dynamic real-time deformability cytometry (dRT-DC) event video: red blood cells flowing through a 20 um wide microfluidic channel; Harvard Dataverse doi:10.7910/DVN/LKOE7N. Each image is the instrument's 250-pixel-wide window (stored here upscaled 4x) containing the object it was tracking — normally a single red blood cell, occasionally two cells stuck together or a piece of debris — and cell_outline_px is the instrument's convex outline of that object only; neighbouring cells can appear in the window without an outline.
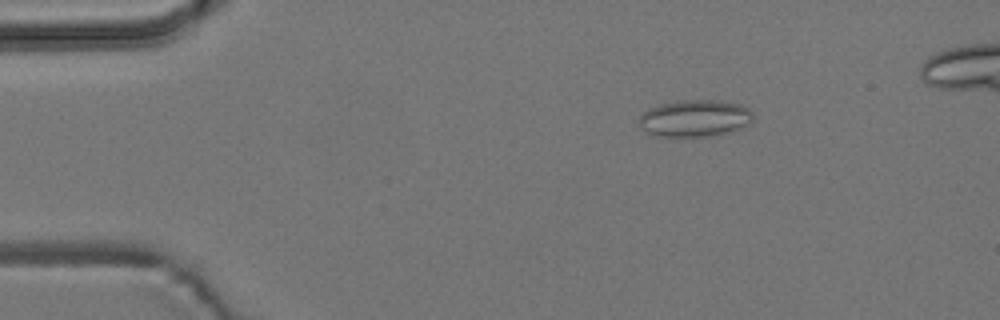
{"species": "common noctule bat (a hibernating species)", "species_latin": "Nyctalus noctula", "temperature_condition": "room temperature", "stored_images_in_passage": 48, "camera_frame_rate_fps": 3000, "um_per_image_px": 0.085, "animal": {"sex": "male", "body_mass_g": 19.2, "forearm_length_mm": 51.8}, "frame": {"image": 1, "passage_image": 5, "time_ms": 1.333, "image_size_px": [1000, 320], "cell_outline_px": [[752, 120], [748, 124], [732, 132], [708, 136], [660, 136], [648, 132], [640, 128], [640, 116], [644, 112], [660, 104], [676, 100], [720, 100], [740, 104], [748, 108], [752, 112]], "centroid_in_image_um": [59.09, 10.04], "position_along_channel_um": 25.9, "area_um2": 24.45}}
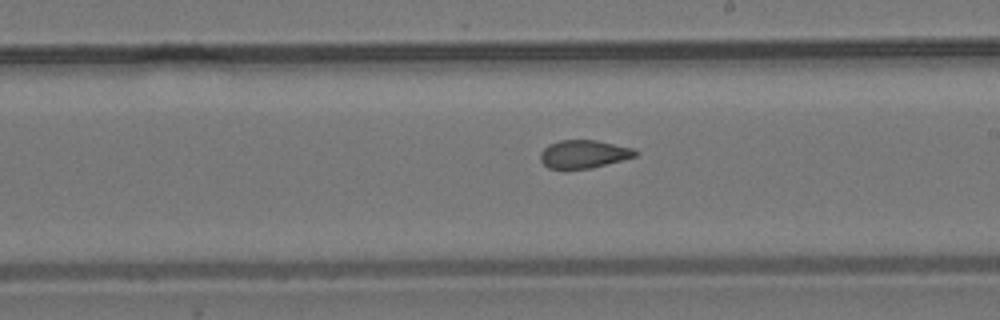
{"frame": {"image": 2, "passage_image": 27, "time_ms": 8.667, "image_size_px": [1000, 320], "cell_outline_px": [[640, 152], [636, 156], [592, 168], [548, 168], [540, 160], [540, 152], [548, 144], [560, 140], [596, 140], [632, 148]], "centroid_in_image_um": [49.61, 13.09], "position_along_channel_um": 239.4, "area_um2": 15.43}}
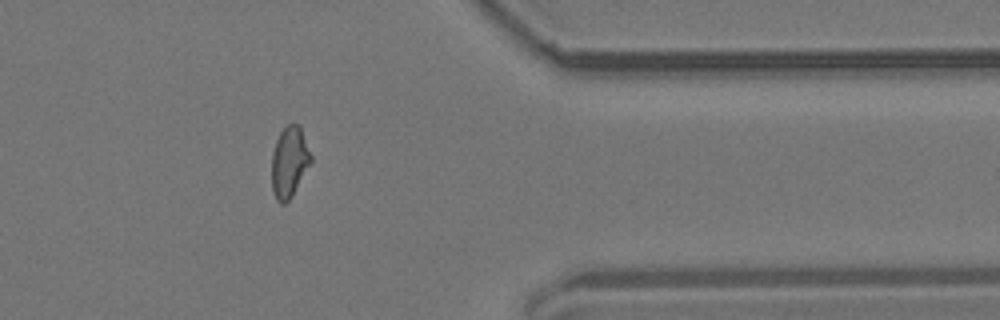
{"frame": {"image": 3, "passage_image": 40, "time_ms": 13.0, "image_size_px": [1000, 320], "cell_outline_px": [[312, 160], [292, 196], [284, 204], [280, 204], [276, 200], [272, 188], [272, 152], [276, 140], [280, 132], [288, 124], [300, 124], [312, 156]], "centroid_in_image_um": [24.59, 13.76], "position_along_channel_um": 386.8, "area_um2": 16.18}}